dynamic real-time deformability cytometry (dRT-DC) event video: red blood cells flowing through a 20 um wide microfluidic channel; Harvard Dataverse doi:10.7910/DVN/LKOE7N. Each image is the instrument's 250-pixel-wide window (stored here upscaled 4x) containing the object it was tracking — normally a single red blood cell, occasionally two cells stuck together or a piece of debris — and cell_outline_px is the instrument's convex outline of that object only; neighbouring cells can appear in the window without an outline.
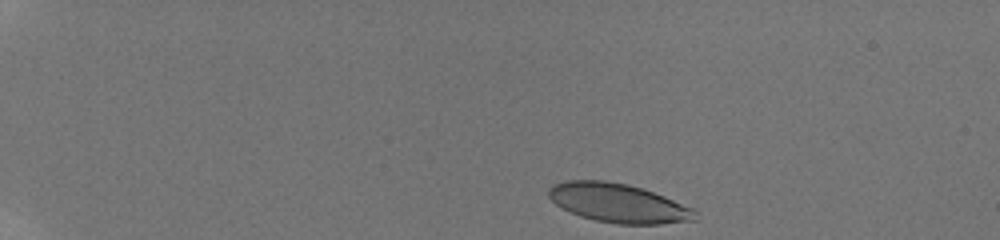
{"species": "human", "species_latin": "Homo sapiens", "temperature_condition": "room temperature", "stored_images_in_passage": 41, "camera_frame_rate_fps": 3000, "um_per_image_px": 0.085, "donor": {"sex": "male"}, "frame": {"image": 1, "passage_image": 1, "time_ms": 0.0, "image_size_px": [1000, 240], "cell_outline_px": [[696, 220], [660, 224], [616, 224], [596, 220], [580, 216], [556, 204], [548, 196], [548, 188], [552, 184], [564, 180], [604, 180], [628, 184], [664, 196], [692, 208], [696, 212]], "centroid_in_image_um": [52.53, 17.25], "position_along_channel_um": 32.5, "area_um2": 33.12}}
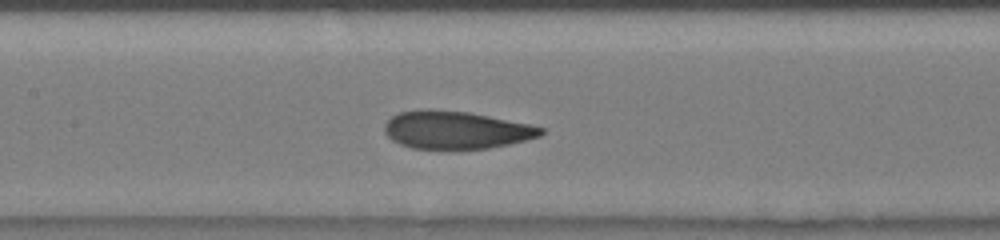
{"frame": {"image": 2, "passage_image": 20, "time_ms": 6.333, "image_size_px": [1000, 240], "cell_outline_px": [[544, 132], [540, 136], [508, 144], [488, 148], [456, 152], [412, 148], [400, 144], [392, 140], [384, 132], [384, 124], [392, 116], [400, 112], [424, 108], [432, 108], [468, 112], [532, 124], [544, 128]], "centroid_in_image_um": [38.73, 11.07], "position_along_channel_um": 168.7, "area_um2": 35.49}}
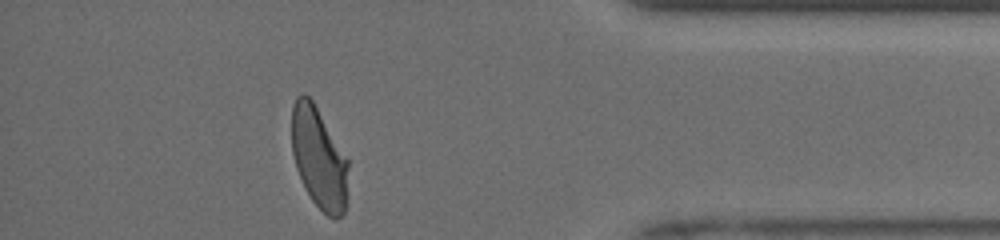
{"frame": {"image": 3, "passage_image": 40, "time_ms": 13.0, "image_size_px": [1000, 240], "cell_outline_px": [[348, 204], [344, 212], [340, 216], [328, 216], [312, 200], [296, 168], [292, 152], [292, 104], [296, 96], [300, 92], [304, 92], [312, 100], [348, 160]], "centroid_in_image_um": [27.11, 13.42], "position_along_channel_um": 408.1, "area_um2": 33.23}, "authors_computed_cell_mechanics": {"area_um2": 34.8534, "velocity_mm_per_s": 3.9453, "shape_relaxation_time_tau1_ms": 6.0048, "shape_relaxation_time_tau2_ms": 1.0589, "deformation_change_tau1": 0.2, "deformation_change_tau2": 0.0801}}